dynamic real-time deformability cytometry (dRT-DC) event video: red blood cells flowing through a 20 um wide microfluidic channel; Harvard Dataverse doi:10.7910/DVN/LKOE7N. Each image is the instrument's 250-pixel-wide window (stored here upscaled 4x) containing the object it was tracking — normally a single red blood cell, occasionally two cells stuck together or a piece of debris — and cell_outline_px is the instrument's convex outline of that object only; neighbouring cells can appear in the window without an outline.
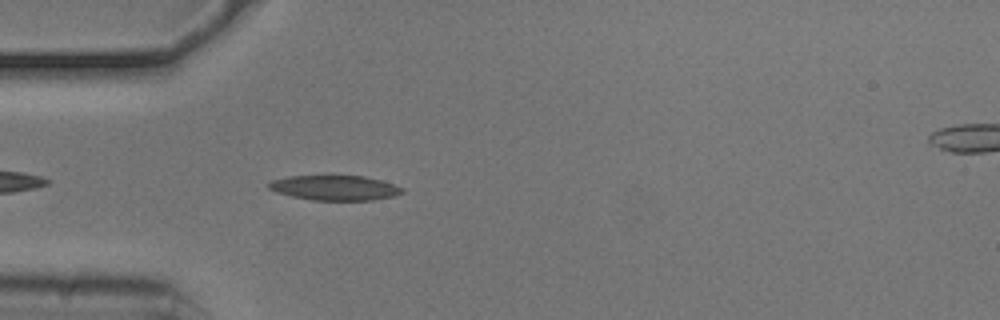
{"species": "common noctule bat (a hibernating species)", "species_latin": "Nyctalus noctula", "temperature_condition": "cold", "stored_images_in_passage": 43, "camera_frame_rate_fps": 3000, "um_per_image_px": 0.085, "animal": {"sex": "male", "body_mass_g": 20.5, "forearm_length_mm": 52.5}, "frame": {"image": 1, "passage_image": 4, "time_ms": 1.0, "image_size_px": [1000, 320], "cell_outline_px": [[404, 192], [392, 196], [372, 200], [312, 200], [292, 196], [276, 192], [268, 188], [268, 184], [272, 180], [288, 176], [364, 176], [380, 180], [404, 188]], "centroid_in_image_um": [28.44, 15.96], "position_along_channel_um": 56.6, "area_um2": 19.19}}
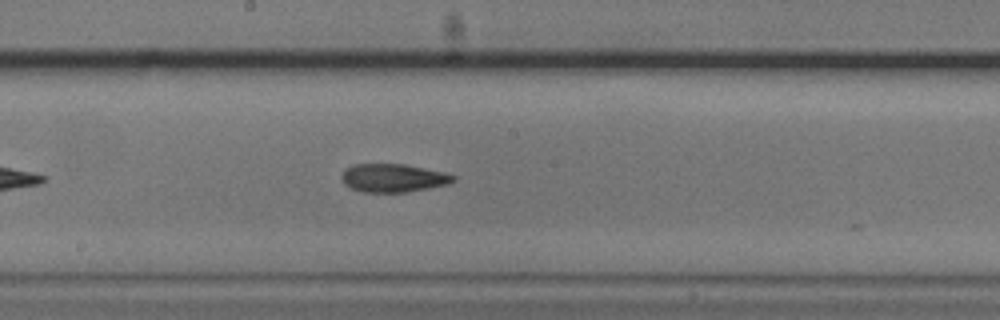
{"frame": {"image": 2, "passage_image": 17, "time_ms": 5.333, "image_size_px": [1000, 320], "cell_outline_px": [[456, 180], [448, 184], [428, 188], [404, 192], [364, 192], [352, 188], [344, 184], [340, 176], [344, 168], [352, 164], [404, 164], [444, 172], [456, 176]], "centroid_in_image_um": [33.39, 15.12], "position_along_channel_um": 214.8, "area_um2": 18.44}}
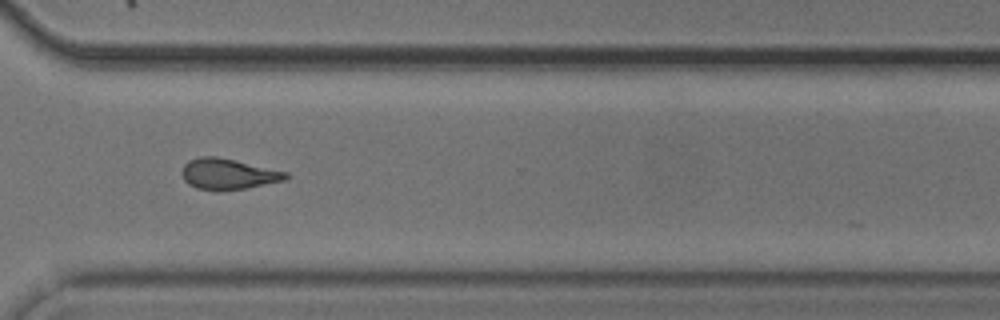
{"frame": {"image": 3, "passage_image": 28, "time_ms": 9.0, "image_size_px": [1000, 320], "cell_outline_px": [[288, 176], [284, 180], [248, 188], [220, 192], [196, 188], [188, 184], [184, 180], [180, 172], [184, 164], [188, 160], [200, 156], [216, 156], [288, 172]], "centroid_in_image_um": [19.33, 14.81], "position_along_channel_um": 351.3, "area_um2": 18.9}, "authors_computed_cell_mechanics": {"area_um2": 18.4382, "velocity_mm_per_s": 3.7326, "shape_relaxation_time_tau1_ms": null, "shape_relaxation_time_tau2_ms": 3.9154, "deformation_change_tau1": null, "deformation_change_tau2": 0.1225}}